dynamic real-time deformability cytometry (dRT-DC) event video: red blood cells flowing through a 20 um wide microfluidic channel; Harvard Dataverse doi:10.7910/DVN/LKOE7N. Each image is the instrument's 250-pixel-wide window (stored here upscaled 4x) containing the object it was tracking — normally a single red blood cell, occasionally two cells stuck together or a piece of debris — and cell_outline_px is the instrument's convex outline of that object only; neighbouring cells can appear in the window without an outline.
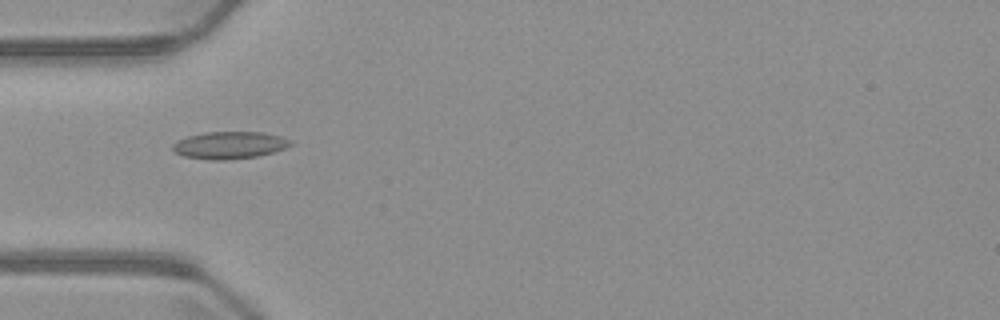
{"species": "common noctule bat (a hibernating species)", "species_latin": "Nyctalus noctula", "temperature_condition": "warm", "stored_images_in_passage": 3, "camera_frame_rate_fps": 3000, "um_per_image_px": 0.085, "animal": {"sex": "male", "body_mass_g": 23.1, "forearm_length_mm": 52.7}, "frame": {"image": 1, "passage_image": 1, "time_ms": 0.0, "image_size_px": [1000, 320], "cell_outline_px": [[296, 144], [272, 152], [256, 156], [228, 160], [212, 160], [184, 156], [176, 152], [172, 148], [172, 144], [176, 140], [188, 136], [204, 132], [264, 132], [280, 136], [292, 140]], "centroid_in_image_um": [19.53, 12.33], "position_along_channel_um": 65.5, "area_um2": 18.79}}
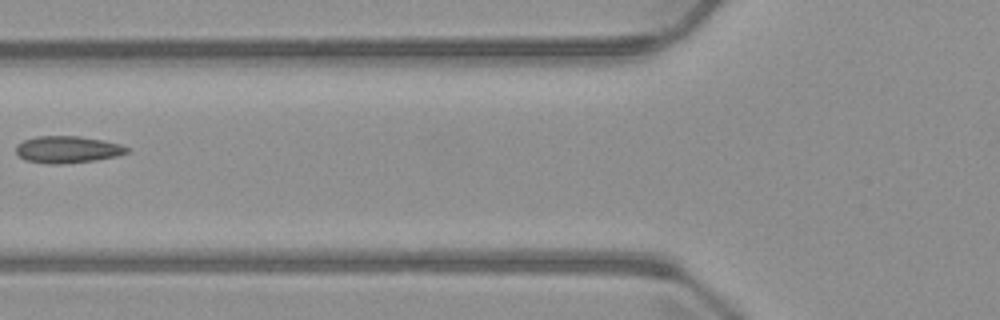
{"frame": {"image": 2, "passage_image": 2, "time_ms": 1.333, "image_size_px": [1000, 320], "cell_outline_px": [[128, 152], [116, 156], [96, 160], [60, 164], [48, 164], [24, 160], [16, 152], [16, 144], [24, 140], [36, 136], [80, 136], [104, 140], [120, 144], [128, 148]], "centroid_in_image_um": [5.71, 12.7], "position_along_channel_um": 120.1, "area_um2": 17.46}}
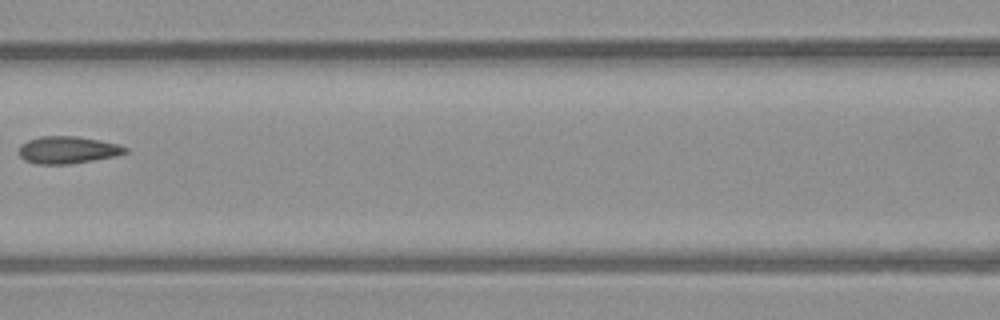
{"frame": {"image": 3, "passage_image": 3, "time_ms": 2.333, "image_size_px": [1000, 320], "cell_outline_px": [[128, 152], [116, 156], [68, 164], [36, 164], [24, 160], [20, 156], [20, 144], [28, 140], [40, 136], [76, 136], [100, 140], [120, 144], [128, 148]], "centroid_in_image_um": [5.77, 12.74], "position_along_channel_um": 160.8, "area_um2": 16.94}}